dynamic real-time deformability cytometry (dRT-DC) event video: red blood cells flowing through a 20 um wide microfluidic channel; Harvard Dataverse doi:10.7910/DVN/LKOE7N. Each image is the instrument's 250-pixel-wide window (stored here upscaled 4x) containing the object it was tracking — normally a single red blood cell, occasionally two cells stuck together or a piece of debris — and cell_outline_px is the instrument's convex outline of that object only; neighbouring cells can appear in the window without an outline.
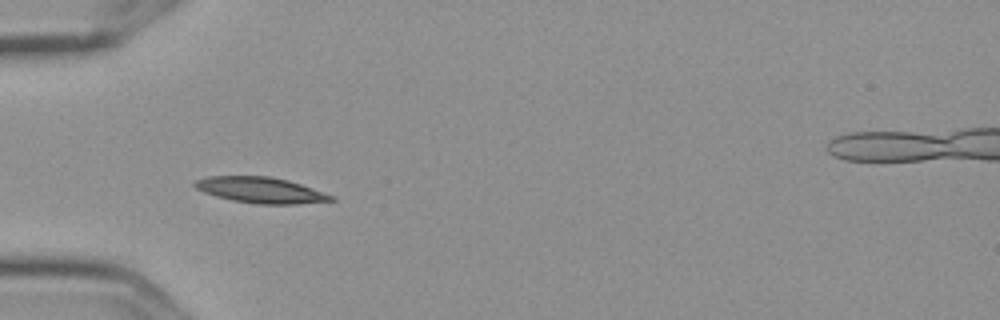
{"species": "Egyptian fruit bat (a non-hibernating species)", "species_latin": "Rousettus aegyptiacus", "temperature_condition": "cold", "stored_images_in_passage": 6, "camera_frame_rate_fps": 3000, "um_per_image_px": 0.085, "frame": {"image": 1, "passage_image": 5, "time_ms": 1.333, "image_size_px": [1000, 320], "cell_outline_px": [[336, 200], [296, 204], [256, 204], [232, 200], [216, 196], [204, 192], [196, 188], [192, 184], [196, 180], [208, 176], [268, 176], [288, 180], [336, 196]], "centroid_in_image_um": [22.17, 16.16], "position_along_channel_um": 62.8, "area_um2": 20.52}}
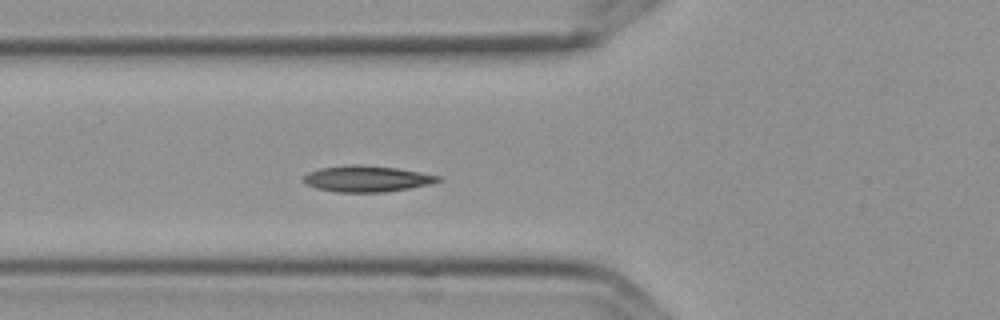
{"frame": {"image": 2, "passage_image": 6, "time_ms": 1.667, "image_size_px": [1000, 320], "cell_outline_px": [[440, 180], [428, 184], [408, 188], [384, 192], [336, 192], [316, 188], [304, 184], [300, 180], [308, 172], [320, 168], [352, 164], [356, 164], [396, 168], [440, 176]], "centroid_in_image_um": [31.08, 15.19], "position_along_channel_um": 94.7, "area_um2": 20.35}}